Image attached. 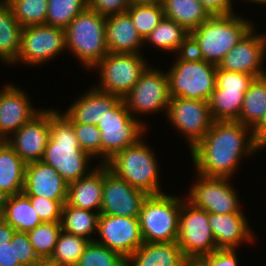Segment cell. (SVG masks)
I'll return each mask as SVG.
<instances>
[{"mask_svg":"<svg viewBox=\"0 0 266 266\" xmlns=\"http://www.w3.org/2000/svg\"><path fill=\"white\" fill-rule=\"evenodd\" d=\"M260 151L253 129L239 121H214L204 138L191 150L196 174L235 175L241 159Z\"/></svg>","mask_w":266,"mask_h":266,"instance_id":"1","label":"cell"},{"mask_svg":"<svg viewBox=\"0 0 266 266\" xmlns=\"http://www.w3.org/2000/svg\"><path fill=\"white\" fill-rule=\"evenodd\" d=\"M49 126L50 137L41 161L67 184L87 176L93 170L89 167L93 158L80 148L72 123L53 108L49 109Z\"/></svg>","mask_w":266,"mask_h":266,"instance_id":"2","label":"cell"},{"mask_svg":"<svg viewBox=\"0 0 266 266\" xmlns=\"http://www.w3.org/2000/svg\"><path fill=\"white\" fill-rule=\"evenodd\" d=\"M236 14L210 16L198 28L189 32L188 52L218 66L227 53L254 27L253 22Z\"/></svg>","mask_w":266,"mask_h":266,"instance_id":"3","label":"cell"},{"mask_svg":"<svg viewBox=\"0 0 266 266\" xmlns=\"http://www.w3.org/2000/svg\"><path fill=\"white\" fill-rule=\"evenodd\" d=\"M106 16L87 7L65 28L66 49L86 69H93L107 54Z\"/></svg>","mask_w":266,"mask_h":266,"instance_id":"4","label":"cell"},{"mask_svg":"<svg viewBox=\"0 0 266 266\" xmlns=\"http://www.w3.org/2000/svg\"><path fill=\"white\" fill-rule=\"evenodd\" d=\"M174 56L177 59L166 72L170 97L209 101L216 87L217 65L189 52Z\"/></svg>","mask_w":266,"mask_h":266,"instance_id":"5","label":"cell"},{"mask_svg":"<svg viewBox=\"0 0 266 266\" xmlns=\"http://www.w3.org/2000/svg\"><path fill=\"white\" fill-rule=\"evenodd\" d=\"M143 137L135 144L118 152L106 165L118 178L150 194H161L159 163L154 151Z\"/></svg>","mask_w":266,"mask_h":266,"instance_id":"6","label":"cell"},{"mask_svg":"<svg viewBox=\"0 0 266 266\" xmlns=\"http://www.w3.org/2000/svg\"><path fill=\"white\" fill-rule=\"evenodd\" d=\"M186 199L167 193L150 194L142 203L139 225L144 242H176L181 204Z\"/></svg>","mask_w":266,"mask_h":266,"instance_id":"7","label":"cell"},{"mask_svg":"<svg viewBox=\"0 0 266 266\" xmlns=\"http://www.w3.org/2000/svg\"><path fill=\"white\" fill-rule=\"evenodd\" d=\"M132 116L123 99L107 111L97 128L101 132V164L135 144L147 131V125Z\"/></svg>","mask_w":266,"mask_h":266,"instance_id":"8","label":"cell"},{"mask_svg":"<svg viewBox=\"0 0 266 266\" xmlns=\"http://www.w3.org/2000/svg\"><path fill=\"white\" fill-rule=\"evenodd\" d=\"M149 66L139 54L108 53L93 69L99 71L97 90L123 99Z\"/></svg>","mask_w":266,"mask_h":266,"instance_id":"9","label":"cell"},{"mask_svg":"<svg viewBox=\"0 0 266 266\" xmlns=\"http://www.w3.org/2000/svg\"><path fill=\"white\" fill-rule=\"evenodd\" d=\"M176 242L190 263L218 249L209 225V213L187 199L181 204Z\"/></svg>","mask_w":266,"mask_h":266,"instance_id":"10","label":"cell"},{"mask_svg":"<svg viewBox=\"0 0 266 266\" xmlns=\"http://www.w3.org/2000/svg\"><path fill=\"white\" fill-rule=\"evenodd\" d=\"M166 118L181 132L190 151L204 138L214 120L208 101L171 97Z\"/></svg>","mask_w":266,"mask_h":266,"instance_id":"11","label":"cell"},{"mask_svg":"<svg viewBox=\"0 0 266 266\" xmlns=\"http://www.w3.org/2000/svg\"><path fill=\"white\" fill-rule=\"evenodd\" d=\"M65 50V29L47 24L22 27L21 48L16 63L30 67L41 63L44 65Z\"/></svg>","mask_w":266,"mask_h":266,"instance_id":"12","label":"cell"},{"mask_svg":"<svg viewBox=\"0 0 266 266\" xmlns=\"http://www.w3.org/2000/svg\"><path fill=\"white\" fill-rule=\"evenodd\" d=\"M167 74L148 66L139 80L123 98L128 110L134 114H152L163 110L167 113L170 102Z\"/></svg>","mask_w":266,"mask_h":266,"instance_id":"13","label":"cell"},{"mask_svg":"<svg viewBox=\"0 0 266 266\" xmlns=\"http://www.w3.org/2000/svg\"><path fill=\"white\" fill-rule=\"evenodd\" d=\"M196 175L198 179L191 184L186 198L196 208L216 214L243 212L238 193L231 186L232 178Z\"/></svg>","mask_w":266,"mask_h":266,"instance_id":"14","label":"cell"},{"mask_svg":"<svg viewBox=\"0 0 266 266\" xmlns=\"http://www.w3.org/2000/svg\"><path fill=\"white\" fill-rule=\"evenodd\" d=\"M148 194L118 178L103 164V193L100 214L139 218Z\"/></svg>","mask_w":266,"mask_h":266,"instance_id":"15","label":"cell"},{"mask_svg":"<svg viewBox=\"0 0 266 266\" xmlns=\"http://www.w3.org/2000/svg\"><path fill=\"white\" fill-rule=\"evenodd\" d=\"M98 244L121 254L125 259L131 256L143 243L139 218L99 214Z\"/></svg>","mask_w":266,"mask_h":266,"instance_id":"16","label":"cell"},{"mask_svg":"<svg viewBox=\"0 0 266 266\" xmlns=\"http://www.w3.org/2000/svg\"><path fill=\"white\" fill-rule=\"evenodd\" d=\"M258 34L253 27L234 47L218 67L229 72H241L255 78L266 76L263 67L266 57V34Z\"/></svg>","mask_w":266,"mask_h":266,"instance_id":"17","label":"cell"},{"mask_svg":"<svg viewBox=\"0 0 266 266\" xmlns=\"http://www.w3.org/2000/svg\"><path fill=\"white\" fill-rule=\"evenodd\" d=\"M50 137L49 108L42 109L6 142L27 164L41 161Z\"/></svg>","mask_w":266,"mask_h":266,"instance_id":"18","label":"cell"},{"mask_svg":"<svg viewBox=\"0 0 266 266\" xmlns=\"http://www.w3.org/2000/svg\"><path fill=\"white\" fill-rule=\"evenodd\" d=\"M28 96L15 84L3 92L0 100V141L8 140L42 110L35 109Z\"/></svg>","mask_w":266,"mask_h":266,"instance_id":"19","label":"cell"},{"mask_svg":"<svg viewBox=\"0 0 266 266\" xmlns=\"http://www.w3.org/2000/svg\"><path fill=\"white\" fill-rule=\"evenodd\" d=\"M68 184L50 165L42 161L27 163L23 192L27 196L67 201Z\"/></svg>","mask_w":266,"mask_h":266,"instance_id":"20","label":"cell"},{"mask_svg":"<svg viewBox=\"0 0 266 266\" xmlns=\"http://www.w3.org/2000/svg\"><path fill=\"white\" fill-rule=\"evenodd\" d=\"M209 225L218 249H237L245 241L254 242V231L243 212L209 213Z\"/></svg>","mask_w":266,"mask_h":266,"instance_id":"21","label":"cell"},{"mask_svg":"<svg viewBox=\"0 0 266 266\" xmlns=\"http://www.w3.org/2000/svg\"><path fill=\"white\" fill-rule=\"evenodd\" d=\"M88 90L62 113L71 123L97 126L106 112L121 100L119 96L101 92L94 86Z\"/></svg>","mask_w":266,"mask_h":266,"instance_id":"22","label":"cell"},{"mask_svg":"<svg viewBox=\"0 0 266 266\" xmlns=\"http://www.w3.org/2000/svg\"><path fill=\"white\" fill-rule=\"evenodd\" d=\"M105 35L108 53L139 54L144 46L127 12L106 16Z\"/></svg>","mask_w":266,"mask_h":266,"instance_id":"23","label":"cell"},{"mask_svg":"<svg viewBox=\"0 0 266 266\" xmlns=\"http://www.w3.org/2000/svg\"><path fill=\"white\" fill-rule=\"evenodd\" d=\"M94 167L87 176L68 184L66 202L71 206L100 214L103 193V164H96Z\"/></svg>","mask_w":266,"mask_h":266,"instance_id":"24","label":"cell"},{"mask_svg":"<svg viewBox=\"0 0 266 266\" xmlns=\"http://www.w3.org/2000/svg\"><path fill=\"white\" fill-rule=\"evenodd\" d=\"M177 242H144L126 259V266H189Z\"/></svg>","mask_w":266,"mask_h":266,"instance_id":"25","label":"cell"},{"mask_svg":"<svg viewBox=\"0 0 266 266\" xmlns=\"http://www.w3.org/2000/svg\"><path fill=\"white\" fill-rule=\"evenodd\" d=\"M26 165L6 141H0V190L8 196L22 193Z\"/></svg>","mask_w":266,"mask_h":266,"instance_id":"26","label":"cell"},{"mask_svg":"<svg viewBox=\"0 0 266 266\" xmlns=\"http://www.w3.org/2000/svg\"><path fill=\"white\" fill-rule=\"evenodd\" d=\"M145 44L174 54L186 53L189 50V31L175 21L163 17L160 23L144 40Z\"/></svg>","mask_w":266,"mask_h":266,"instance_id":"27","label":"cell"},{"mask_svg":"<svg viewBox=\"0 0 266 266\" xmlns=\"http://www.w3.org/2000/svg\"><path fill=\"white\" fill-rule=\"evenodd\" d=\"M22 27L14 17L10 6L0 0V60L15 64L21 48Z\"/></svg>","mask_w":266,"mask_h":266,"instance_id":"28","label":"cell"},{"mask_svg":"<svg viewBox=\"0 0 266 266\" xmlns=\"http://www.w3.org/2000/svg\"><path fill=\"white\" fill-rule=\"evenodd\" d=\"M162 5L165 17L182 25L189 32L211 16L199 0H164Z\"/></svg>","mask_w":266,"mask_h":266,"instance_id":"29","label":"cell"},{"mask_svg":"<svg viewBox=\"0 0 266 266\" xmlns=\"http://www.w3.org/2000/svg\"><path fill=\"white\" fill-rule=\"evenodd\" d=\"M2 218L19 232H28L42 223L24 192L8 196Z\"/></svg>","mask_w":266,"mask_h":266,"instance_id":"30","label":"cell"},{"mask_svg":"<svg viewBox=\"0 0 266 266\" xmlns=\"http://www.w3.org/2000/svg\"><path fill=\"white\" fill-rule=\"evenodd\" d=\"M98 218V212L77 208L66 202L60 224L64 232L94 241L92 234L97 233Z\"/></svg>","mask_w":266,"mask_h":266,"instance_id":"31","label":"cell"},{"mask_svg":"<svg viewBox=\"0 0 266 266\" xmlns=\"http://www.w3.org/2000/svg\"><path fill=\"white\" fill-rule=\"evenodd\" d=\"M266 109V76L255 78L244 96L239 122L252 129L263 118Z\"/></svg>","mask_w":266,"mask_h":266,"instance_id":"32","label":"cell"},{"mask_svg":"<svg viewBox=\"0 0 266 266\" xmlns=\"http://www.w3.org/2000/svg\"><path fill=\"white\" fill-rule=\"evenodd\" d=\"M247 91H226L215 87L209 102L214 121H239Z\"/></svg>","mask_w":266,"mask_h":266,"instance_id":"33","label":"cell"},{"mask_svg":"<svg viewBox=\"0 0 266 266\" xmlns=\"http://www.w3.org/2000/svg\"><path fill=\"white\" fill-rule=\"evenodd\" d=\"M90 240L60 232L49 262L60 266H76Z\"/></svg>","mask_w":266,"mask_h":266,"instance_id":"34","label":"cell"},{"mask_svg":"<svg viewBox=\"0 0 266 266\" xmlns=\"http://www.w3.org/2000/svg\"><path fill=\"white\" fill-rule=\"evenodd\" d=\"M6 2L21 27L45 24L48 0H2Z\"/></svg>","mask_w":266,"mask_h":266,"instance_id":"35","label":"cell"},{"mask_svg":"<svg viewBox=\"0 0 266 266\" xmlns=\"http://www.w3.org/2000/svg\"><path fill=\"white\" fill-rule=\"evenodd\" d=\"M126 12L130 15L136 30L143 40L165 16L162 4H131Z\"/></svg>","mask_w":266,"mask_h":266,"instance_id":"36","label":"cell"},{"mask_svg":"<svg viewBox=\"0 0 266 266\" xmlns=\"http://www.w3.org/2000/svg\"><path fill=\"white\" fill-rule=\"evenodd\" d=\"M61 231L60 222H42L27 232L33 249L41 260L50 258Z\"/></svg>","mask_w":266,"mask_h":266,"instance_id":"37","label":"cell"},{"mask_svg":"<svg viewBox=\"0 0 266 266\" xmlns=\"http://www.w3.org/2000/svg\"><path fill=\"white\" fill-rule=\"evenodd\" d=\"M88 7V0H48L45 24L65 29Z\"/></svg>","mask_w":266,"mask_h":266,"instance_id":"38","label":"cell"},{"mask_svg":"<svg viewBox=\"0 0 266 266\" xmlns=\"http://www.w3.org/2000/svg\"><path fill=\"white\" fill-rule=\"evenodd\" d=\"M76 266H126V259L106 246L90 241Z\"/></svg>","mask_w":266,"mask_h":266,"instance_id":"39","label":"cell"},{"mask_svg":"<svg viewBox=\"0 0 266 266\" xmlns=\"http://www.w3.org/2000/svg\"><path fill=\"white\" fill-rule=\"evenodd\" d=\"M80 148L93 159L100 158L101 164V132L96 125L72 123Z\"/></svg>","mask_w":266,"mask_h":266,"instance_id":"40","label":"cell"},{"mask_svg":"<svg viewBox=\"0 0 266 266\" xmlns=\"http://www.w3.org/2000/svg\"><path fill=\"white\" fill-rule=\"evenodd\" d=\"M255 77L241 72H229L217 66L216 87L226 91H247Z\"/></svg>","mask_w":266,"mask_h":266,"instance_id":"41","label":"cell"},{"mask_svg":"<svg viewBox=\"0 0 266 266\" xmlns=\"http://www.w3.org/2000/svg\"><path fill=\"white\" fill-rule=\"evenodd\" d=\"M42 222H60L66 201L50 200L45 197L28 196Z\"/></svg>","mask_w":266,"mask_h":266,"instance_id":"42","label":"cell"},{"mask_svg":"<svg viewBox=\"0 0 266 266\" xmlns=\"http://www.w3.org/2000/svg\"><path fill=\"white\" fill-rule=\"evenodd\" d=\"M236 249H217L210 254L196 258L193 266H238Z\"/></svg>","mask_w":266,"mask_h":266,"instance_id":"43","label":"cell"},{"mask_svg":"<svg viewBox=\"0 0 266 266\" xmlns=\"http://www.w3.org/2000/svg\"><path fill=\"white\" fill-rule=\"evenodd\" d=\"M15 252L22 266H37L42 261L35 253L27 232L15 231Z\"/></svg>","mask_w":266,"mask_h":266,"instance_id":"44","label":"cell"},{"mask_svg":"<svg viewBox=\"0 0 266 266\" xmlns=\"http://www.w3.org/2000/svg\"><path fill=\"white\" fill-rule=\"evenodd\" d=\"M130 6L131 0H88V7L104 16L124 13Z\"/></svg>","mask_w":266,"mask_h":266,"instance_id":"45","label":"cell"},{"mask_svg":"<svg viewBox=\"0 0 266 266\" xmlns=\"http://www.w3.org/2000/svg\"><path fill=\"white\" fill-rule=\"evenodd\" d=\"M202 6L211 15L234 14L233 0H199Z\"/></svg>","mask_w":266,"mask_h":266,"instance_id":"46","label":"cell"},{"mask_svg":"<svg viewBox=\"0 0 266 266\" xmlns=\"http://www.w3.org/2000/svg\"><path fill=\"white\" fill-rule=\"evenodd\" d=\"M0 266H22L16 258L15 233L11 242L0 245Z\"/></svg>","mask_w":266,"mask_h":266,"instance_id":"47","label":"cell"},{"mask_svg":"<svg viewBox=\"0 0 266 266\" xmlns=\"http://www.w3.org/2000/svg\"><path fill=\"white\" fill-rule=\"evenodd\" d=\"M253 136L258 146L266 140V109L263 118L253 128Z\"/></svg>","mask_w":266,"mask_h":266,"instance_id":"48","label":"cell"},{"mask_svg":"<svg viewBox=\"0 0 266 266\" xmlns=\"http://www.w3.org/2000/svg\"><path fill=\"white\" fill-rule=\"evenodd\" d=\"M15 229L3 218L0 219V245L11 242Z\"/></svg>","mask_w":266,"mask_h":266,"instance_id":"49","label":"cell"},{"mask_svg":"<svg viewBox=\"0 0 266 266\" xmlns=\"http://www.w3.org/2000/svg\"><path fill=\"white\" fill-rule=\"evenodd\" d=\"M7 199L8 195L0 190V219L3 217L4 210L6 208Z\"/></svg>","mask_w":266,"mask_h":266,"instance_id":"50","label":"cell"},{"mask_svg":"<svg viewBox=\"0 0 266 266\" xmlns=\"http://www.w3.org/2000/svg\"><path fill=\"white\" fill-rule=\"evenodd\" d=\"M164 0H131V4H141V3H148V4H162Z\"/></svg>","mask_w":266,"mask_h":266,"instance_id":"51","label":"cell"},{"mask_svg":"<svg viewBox=\"0 0 266 266\" xmlns=\"http://www.w3.org/2000/svg\"><path fill=\"white\" fill-rule=\"evenodd\" d=\"M37 266H60L49 262L48 260H42Z\"/></svg>","mask_w":266,"mask_h":266,"instance_id":"52","label":"cell"},{"mask_svg":"<svg viewBox=\"0 0 266 266\" xmlns=\"http://www.w3.org/2000/svg\"><path fill=\"white\" fill-rule=\"evenodd\" d=\"M246 1L258 4H266V0H246Z\"/></svg>","mask_w":266,"mask_h":266,"instance_id":"53","label":"cell"},{"mask_svg":"<svg viewBox=\"0 0 266 266\" xmlns=\"http://www.w3.org/2000/svg\"><path fill=\"white\" fill-rule=\"evenodd\" d=\"M11 84L7 83L5 86H2L3 89L0 90V100L3 92L10 86Z\"/></svg>","mask_w":266,"mask_h":266,"instance_id":"54","label":"cell"},{"mask_svg":"<svg viewBox=\"0 0 266 266\" xmlns=\"http://www.w3.org/2000/svg\"><path fill=\"white\" fill-rule=\"evenodd\" d=\"M263 148H266V140L259 146V150H264Z\"/></svg>","mask_w":266,"mask_h":266,"instance_id":"55","label":"cell"}]
</instances>
